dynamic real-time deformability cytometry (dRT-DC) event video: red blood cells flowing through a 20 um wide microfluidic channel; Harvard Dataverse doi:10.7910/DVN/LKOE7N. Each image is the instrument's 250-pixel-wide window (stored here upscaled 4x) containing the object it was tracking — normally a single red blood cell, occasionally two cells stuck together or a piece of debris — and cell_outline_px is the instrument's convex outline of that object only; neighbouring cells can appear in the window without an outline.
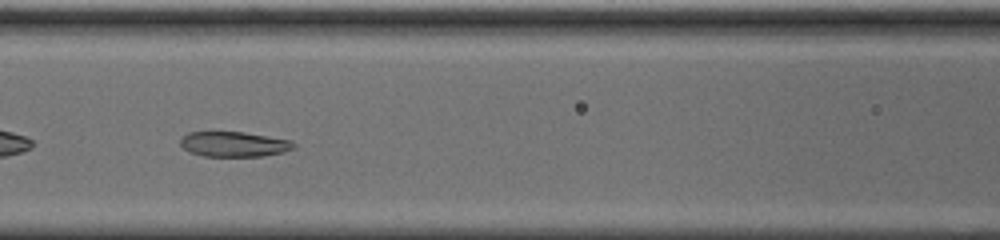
{"species": "common noctule bat (a hibernating species)", "species_latin": "Nyctalus noctula", "temperature_condition": "cold", "stored_images_in_passage": 52, "camera_frame_rate_fps": 3000, "um_per_image_px": 0.085, "animal": {"sex": "male", "body_mass_g": 20.0, "forearm_length_mm": 53.3}, "frame": {"image": 1, "passage_image": 20, "time_ms": 6.333, "image_size_px": [1000, 240], "cell_outline_px": [[296, 144], [292, 148], [284, 152], [264, 156], [204, 156], [188, 152], [180, 144], [180, 140], [188, 132], [244, 132], [292, 140]], "centroid_in_image_um": [19.89, 12.26], "position_along_channel_um": 146.7, "area_um2": 16.59}}
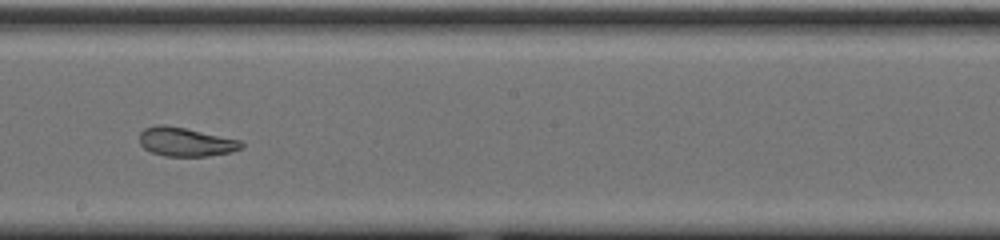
{"frame": {"image": 2, "passage_image": 27, "time_ms": 8.667, "image_size_px": [1000, 240], "cell_outline_px": [[244, 148], [232, 152], [208, 156], [164, 156], [152, 152], [144, 148], [140, 144], [140, 132], [144, 128], [156, 124], [164, 124], [184, 128], [240, 140], [244, 144]], "centroid_in_image_um": [15.78, 12.06], "position_along_channel_um": 232.4, "area_um2": 17.17}}
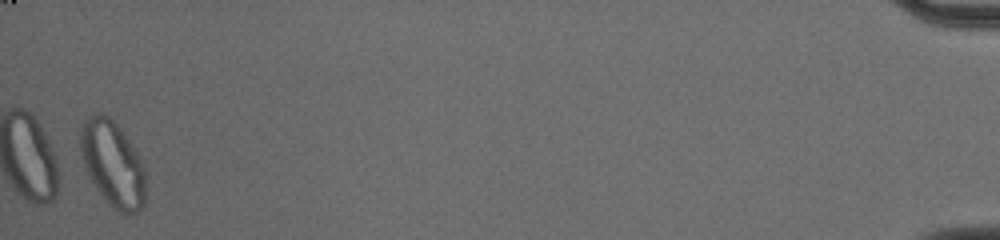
{"frame": {"image": 3, "passage_image": 51, "time_ms": 16.667, "image_size_px": [1000, 240], "cell_outline_px": [[148, 172], [144, 208], [136, 212], [120, 212], [108, 204], [104, 200], [88, 176], [80, 152], [80, 128], [84, 120], [88, 116], [96, 112], [100, 112], [108, 116], [120, 128], [144, 164]], "centroid_in_image_um": [9.6, 13.93], "position_along_channel_um": 425.6, "area_um2": 33.06}, "authors_computed_cell_mechanics": {"area_um2": 21.1259, "velocity_mm_per_s": 3.6824, "shape_relaxation_time_tau1_ms": null, "shape_relaxation_time_tau2_ms": 2.5123, "deformation_change_tau1": null, "deformation_change_tau2": 0.0791}}